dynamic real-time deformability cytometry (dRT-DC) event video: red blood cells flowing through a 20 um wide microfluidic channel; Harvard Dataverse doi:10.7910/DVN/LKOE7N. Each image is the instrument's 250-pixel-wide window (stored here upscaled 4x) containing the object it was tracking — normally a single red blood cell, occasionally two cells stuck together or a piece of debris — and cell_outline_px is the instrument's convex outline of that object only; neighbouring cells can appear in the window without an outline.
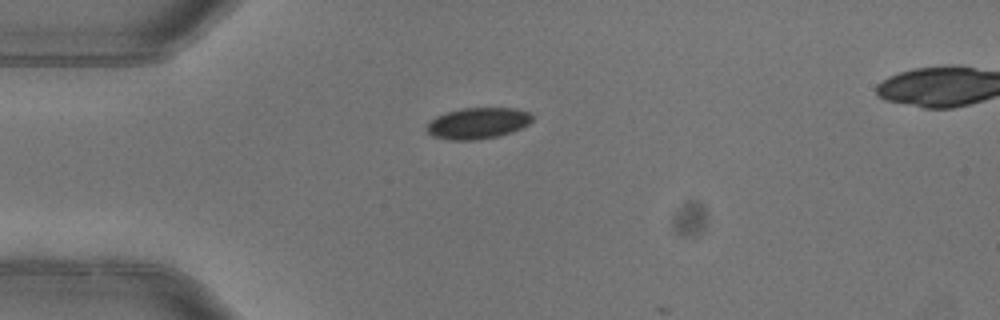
{"species": "common noctule bat (a hibernating species)", "species_latin": "Nyctalus noctula", "temperature_condition": "warm", "stored_images_in_passage": 3, "camera_frame_rate_fps": 3000, "um_per_image_px": 0.085, "animal": {"sex": "female"}, "frame": {"image": 1, "passage_image": 1, "time_ms": 0.0, "image_size_px": [1000, 320], "cell_outline_px": [[532, 120], [528, 124], [512, 132], [496, 136], [476, 140], [448, 140], [432, 136], [424, 128], [436, 116], [460, 108], [516, 108], [532, 112]], "centroid_in_image_um": [40.61, 10.47], "position_along_channel_um": 44.4, "area_um2": 19.25}}
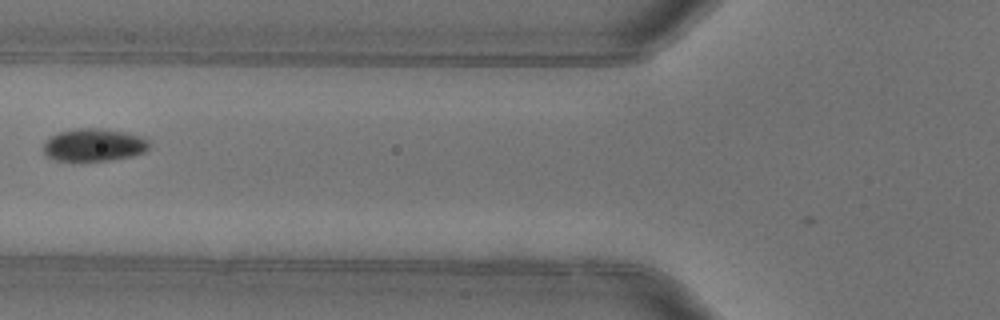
{"frame": {"image": 2, "passage_image": 3, "time_ms": 0.667, "image_size_px": [1000, 320], "cell_outline_px": [[152, 140], [148, 148], [144, 152], [132, 156], [108, 160], [56, 160], [44, 156], [44, 144], [52, 136], [60, 132], [72, 128], [104, 128], [128, 132]], "centroid_in_image_um": [8.02, 12.3], "position_along_channel_um": 117.8, "area_um2": 20.23}}